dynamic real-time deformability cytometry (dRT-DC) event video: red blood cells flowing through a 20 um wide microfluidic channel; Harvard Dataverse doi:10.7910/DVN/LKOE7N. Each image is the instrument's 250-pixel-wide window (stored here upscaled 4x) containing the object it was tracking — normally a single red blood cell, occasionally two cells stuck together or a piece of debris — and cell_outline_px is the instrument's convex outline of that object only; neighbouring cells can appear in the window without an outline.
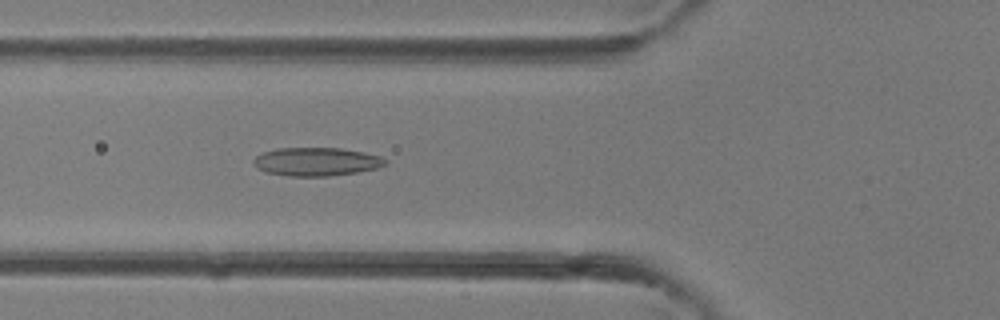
{"species": "common noctule bat (a hibernating species)", "species_latin": "Nyctalus noctula", "temperature_condition": "room temperature", "stored_images_in_passage": 40, "camera_frame_rate_fps": 3000, "um_per_image_px": 0.085, "animal": {"sex": "female"}, "frame": {"image": 1, "passage_image": 15, "time_ms": 4.667, "image_size_px": [1000, 320], "cell_outline_px": [[388, 164], [380, 168], [356, 172], [328, 176], [288, 176], [264, 172], [256, 168], [252, 164], [252, 160], [256, 156], [264, 152], [280, 148], [340, 148], [364, 152], [380, 156], [388, 160]], "centroid_in_image_um": [26.9, 13.75], "position_along_channel_um": 98.9, "area_um2": 22.02}}
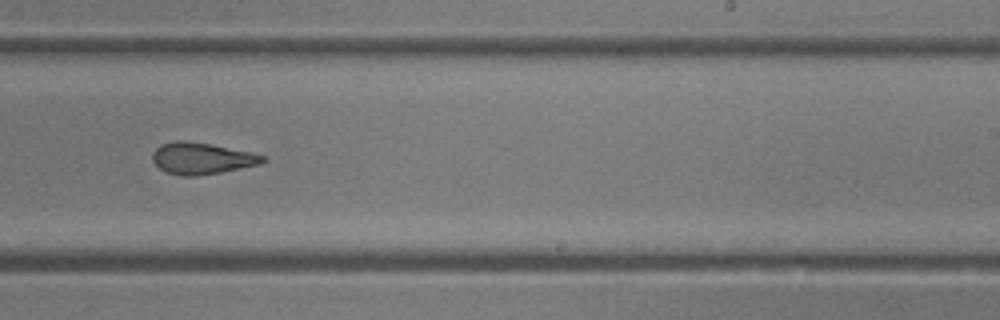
{"frame": {"image": 2, "passage_image": 25, "time_ms": 8.0, "image_size_px": [1000, 320], "cell_outline_px": [[268, 160], [260, 164], [220, 172], [196, 176], [180, 176], [164, 172], [152, 160], [152, 152], [160, 144], [176, 140], [184, 140], [212, 144], [252, 152], [264, 156]], "centroid_in_image_um": [17.13, 13.45], "position_along_channel_um": 271.9, "area_um2": 20.46}}
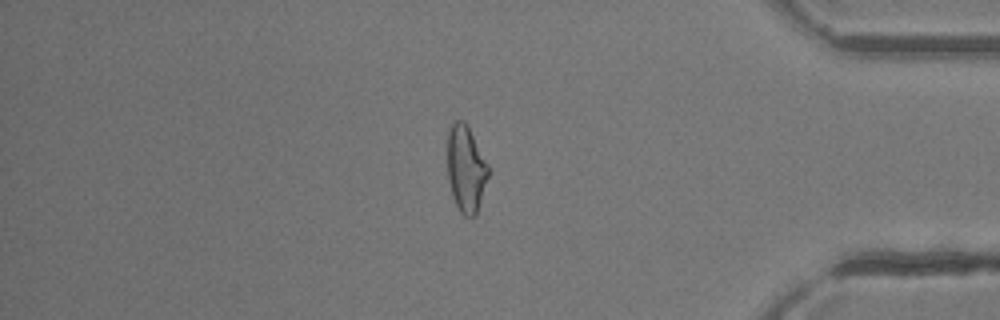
{"frame": {"image": 3, "passage_image": 34, "time_ms": 11.0, "image_size_px": [1000, 320], "cell_outline_px": [[488, 176], [476, 216], [464, 216], [460, 212], [452, 196], [448, 180], [448, 132], [452, 120], [464, 120], [468, 124], [488, 164]], "centroid_in_image_um": [39.6, 14.31], "position_along_channel_um": 395.6, "area_um2": 20.75}}